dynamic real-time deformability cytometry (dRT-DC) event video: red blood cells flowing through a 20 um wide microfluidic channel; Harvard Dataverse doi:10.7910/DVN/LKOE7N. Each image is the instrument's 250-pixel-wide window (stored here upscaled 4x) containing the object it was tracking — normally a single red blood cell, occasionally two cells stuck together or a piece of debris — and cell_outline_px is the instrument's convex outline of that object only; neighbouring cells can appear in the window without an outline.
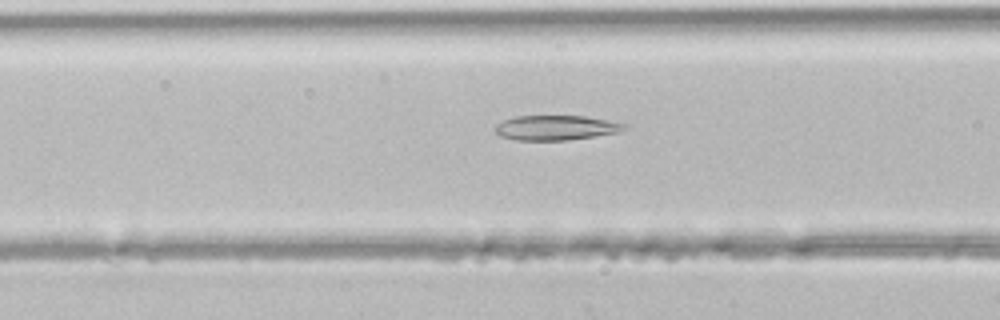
{"species": "common noctule bat (a hibernating species)", "species_latin": "Nyctalus noctula", "temperature_condition": "room temperature", "stored_images_in_passage": 27, "camera_frame_rate_fps": 3000, "um_per_image_px": 0.085, "animal": {"sex": "male", "body_mass_g": 21.5, "forearm_length_mm": 52.0}, "frame": {"image": 1, "passage_image": 7, "time_ms": 2.0, "image_size_px": [1000, 320], "cell_outline_px": [[628, 124], [624, 128], [616, 132], [568, 140], [516, 140], [500, 136], [496, 132], [496, 124], [504, 120], [516, 116], [584, 116]], "centroid_in_image_um": [47.2, 10.85], "position_along_channel_um": 119.4, "area_um2": 18.32}}
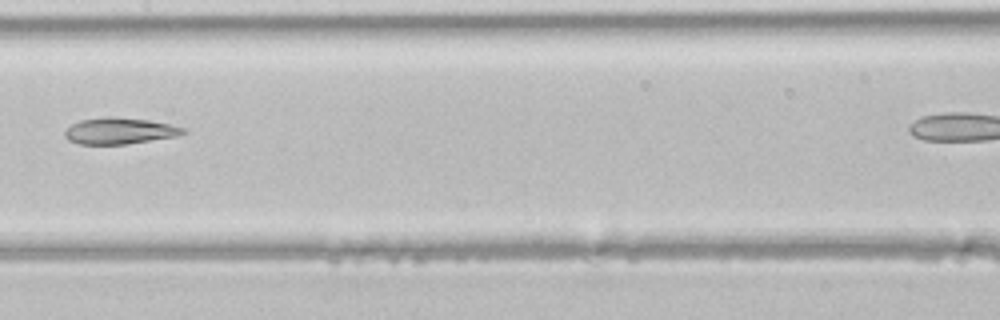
{"frame": {"image": 2, "passage_image": 12, "time_ms": 3.667, "image_size_px": [1000, 320], "cell_outline_px": [[188, 132], [176, 136], [124, 144], [80, 144], [68, 140], [64, 136], [64, 132], [72, 124], [80, 120], [108, 116], [112, 116], [148, 120], [188, 128]], "centroid_in_image_um": [10.17, 11.12], "position_along_channel_um": 197.2, "area_um2": 18.09}}
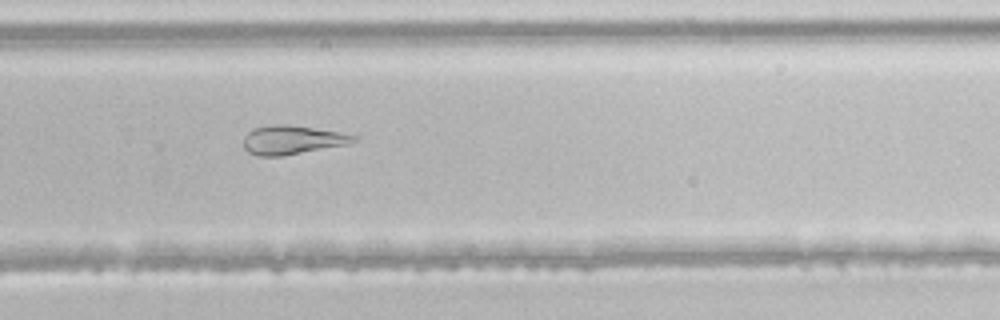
{"frame": {"image": 3, "passage_image": 19, "time_ms": 6.0, "image_size_px": [1000, 320], "cell_outline_px": [[360, 136], [356, 140], [348, 144], [280, 156], [260, 156], [248, 152], [244, 148], [244, 136], [252, 128], [272, 124], [288, 124], [340, 132]], "centroid_in_image_um": [24.83, 11.87], "position_along_channel_um": 305.0, "area_um2": 18.5}}